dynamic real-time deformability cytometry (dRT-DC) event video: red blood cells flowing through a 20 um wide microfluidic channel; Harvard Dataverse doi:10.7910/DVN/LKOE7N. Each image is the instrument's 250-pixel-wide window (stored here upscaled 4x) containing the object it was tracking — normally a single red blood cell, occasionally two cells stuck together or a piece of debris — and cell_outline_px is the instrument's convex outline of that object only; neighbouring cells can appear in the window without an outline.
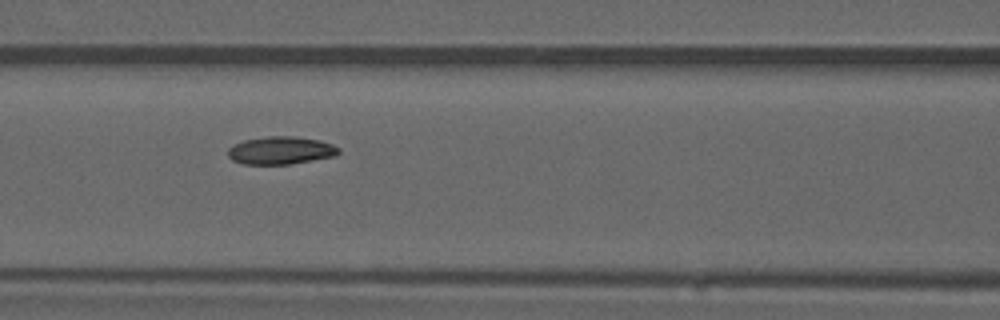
{"species": "common noctule bat (a hibernating species)", "species_latin": "Nyctalus noctula", "temperature_condition": "warm", "stored_images_in_passage": 52, "camera_frame_rate_fps": 3000, "um_per_image_px": 0.085, "animal": {"sex": "male", "forearm_length_mm": 52.5}, "frame": {"image": 1, "passage_image": 23, "time_ms": 7.333, "image_size_px": [1000, 320], "cell_outline_px": [[340, 152], [336, 156], [288, 164], [244, 164], [232, 160], [228, 156], [228, 148], [244, 140], [268, 136], [296, 136], [320, 140], [332, 144], [340, 148]], "centroid_in_image_um": [23.89, 12.78], "position_along_channel_um": 142.7, "area_um2": 17.92}, "authors_computed_cell_mechanics": {"area_um2": 17.8313, "velocity_mm_per_s": 3.9673, "shape_relaxation_time_tau1_ms": null, "shape_relaxation_time_tau2_ms": 2.3744, "deformation_change_tau1": null, "deformation_change_tau2": 0.0757}}